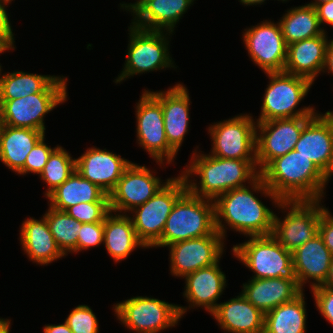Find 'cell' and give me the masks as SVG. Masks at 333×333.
I'll list each match as a JSON object with an SVG mask.
<instances>
[{"label": "cell", "instance_id": "cell-1", "mask_svg": "<svg viewBox=\"0 0 333 333\" xmlns=\"http://www.w3.org/2000/svg\"><path fill=\"white\" fill-rule=\"evenodd\" d=\"M249 185L232 189L214 200L216 230L224 239L228 227L246 238L272 235L275 214L254 193L269 197L275 207L281 200L260 175Z\"/></svg>", "mask_w": 333, "mask_h": 333}, {"label": "cell", "instance_id": "cell-2", "mask_svg": "<svg viewBox=\"0 0 333 333\" xmlns=\"http://www.w3.org/2000/svg\"><path fill=\"white\" fill-rule=\"evenodd\" d=\"M191 157L181 175L187 190L197 197L214 201L221 194L250 184L260 175L256 159H225L200 153L197 149ZM192 175L199 176L198 184L197 180L190 179Z\"/></svg>", "mask_w": 333, "mask_h": 333}, {"label": "cell", "instance_id": "cell-3", "mask_svg": "<svg viewBox=\"0 0 333 333\" xmlns=\"http://www.w3.org/2000/svg\"><path fill=\"white\" fill-rule=\"evenodd\" d=\"M260 176L280 200H322L330 180L296 150L272 160Z\"/></svg>", "mask_w": 333, "mask_h": 333}, {"label": "cell", "instance_id": "cell-4", "mask_svg": "<svg viewBox=\"0 0 333 333\" xmlns=\"http://www.w3.org/2000/svg\"><path fill=\"white\" fill-rule=\"evenodd\" d=\"M216 231L214 201L188 190L176 201L161 235L153 247H166L179 241L212 235Z\"/></svg>", "mask_w": 333, "mask_h": 333}, {"label": "cell", "instance_id": "cell-5", "mask_svg": "<svg viewBox=\"0 0 333 333\" xmlns=\"http://www.w3.org/2000/svg\"><path fill=\"white\" fill-rule=\"evenodd\" d=\"M129 43L124 68L114 80L121 83L134 75L166 68H177L170 55L171 32L128 27Z\"/></svg>", "mask_w": 333, "mask_h": 333}, {"label": "cell", "instance_id": "cell-6", "mask_svg": "<svg viewBox=\"0 0 333 333\" xmlns=\"http://www.w3.org/2000/svg\"><path fill=\"white\" fill-rule=\"evenodd\" d=\"M67 81L57 76L42 92L13 100H0L2 125L45 133L44 117L67 100Z\"/></svg>", "mask_w": 333, "mask_h": 333}, {"label": "cell", "instance_id": "cell-7", "mask_svg": "<svg viewBox=\"0 0 333 333\" xmlns=\"http://www.w3.org/2000/svg\"><path fill=\"white\" fill-rule=\"evenodd\" d=\"M265 74L270 81L265 89L261 113L256 122L314 116L317 113L310 105L296 110L297 105L301 103L313 85L309 79L285 72Z\"/></svg>", "mask_w": 333, "mask_h": 333}, {"label": "cell", "instance_id": "cell-8", "mask_svg": "<svg viewBox=\"0 0 333 333\" xmlns=\"http://www.w3.org/2000/svg\"><path fill=\"white\" fill-rule=\"evenodd\" d=\"M233 245L235 258L253 273L252 279L282 278L297 281L292 252L286 250L272 235L249 237Z\"/></svg>", "mask_w": 333, "mask_h": 333}, {"label": "cell", "instance_id": "cell-9", "mask_svg": "<svg viewBox=\"0 0 333 333\" xmlns=\"http://www.w3.org/2000/svg\"><path fill=\"white\" fill-rule=\"evenodd\" d=\"M186 191L187 184L181 174L171 177L146 203L130 211L136 234L146 248H152L161 239L174 204Z\"/></svg>", "mask_w": 333, "mask_h": 333}, {"label": "cell", "instance_id": "cell-10", "mask_svg": "<svg viewBox=\"0 0 333 333\" xmlns=\"http://www.w3.org/2000/svg\"><path fill=\"white\" fill-rule=\"evenodd\" d=\"M277 208L287 213L282 220L274 215L272 236L286 250L293 252L318 234L319 221L326 206L321 200H281Z\"/></svg>", "mask_w": 333, "mask_h": 333}, {"label": "cell", "instance_id": "cell-11", "mask_svg": "<svg viewBox=\"0 0 333 333\" xmlns=\"http://www.w3.org/2000/svg\"><path fill=\"white\" fill-rule=\"evenodd\" d=\"M117 320L137 333H158L174 327L180 321L178 305L147 296H136L115 303Z\"/></svg>", "mask_w": 333, "mask_h": 333}, {"label": "cell", "instance_id": "cell-12", "mask_svg": "<svg viewBox=\"0 0 333 333\" xmlns=\"http://www.w3.org/2000/svg\"><path fill=\"white\" fill-rule=\"evenodd\" d=\"M136 104V137L139 146L145 149L159 166L174 162L177 152L168 144L166 138L161 102L150 90L144 89Z\"/></svg>", "mask_w": 333, "mask_h": 333}, {"label": "cell", "instance_id": "cell-13", "mask_svg": "<svg viewBox=\"0 0 333 333\" xmlns=\"http://www.w3.org/2000/svg\"><path fill=\"white\" fill-rule=\"evenodd\" d=\"M256 123L251 114H239L211 124L208 134L213 145L209 154L225 159H256Z\"/></svg>", "mask_w": 333, "mask_h": 333}, {"label": "cell", "instance_id": "cell-14", "mask_svg": "<svg viewBox=\"0 0 333 333\" xmlns=\"http://www.w3.org/2000/svg\"><path fill=\"white\" fill-rule=\"evenodd\" d=\"M312 117L283 118L256 123V163L259 173L272 160L294 150L303 127Z\"/></svg>", "mask_w": 333, "mask_h": 333}, {"label": "cell", "instance_id": "cell-15", "mask_svg": "<svg viewBox=\"0 0 333 333\" xmlns=\"http://www.w3.org/2000/svg\"><path fill=\"white\" fill-rule=\"evenodd\" d=\"M242 32L244 46L255 65L264 73L284 72L287 45L279 22L263 20Z\"/></svg>", "mask_w": 333, "mask_h": 333}, {"label": "cell", "instance_id": "cell-16", "mask_svg": "<svg viewBox=\"0 0 333 333\" xmlns=\"http://www.w3.org/2000/svg\"><path fill=\"white\" fill-rule=\"evenodd\" d=\"M224 238L216 230L212 235L191 238L168 245L170 273L184 278L201 268L220 262L224 253Z\"/></svg>", "mask_w": 333, "mask_h": 333}, {"label": "cell", "instance_id": "cell-17", "mask_svg": "<svg viewBox=\"0 0 333 333\" xmlns=\"http://www.w3.org/2000/svg\"><path fill=\"white\" fill-rule=\"evenodd\" d=\"M156 173L145 165L132 163L124 170L116 187L109 194L110 211L127 214L134 208L146 203L156 192L163 187V182Z\"/></svg>", "mask_w": 333, "mask_h": 333}, {"label": "cell", "instance_id": "cell-18", "mask_svg": "<svg viewBox=\"0 0 333 333\" xmlns=\"http://www.w3.org/2000/svg\"><path fill=\"white\" fill-rule=\"evenodd\" d=\"M294 150L309 158L329 179L333 176V118L316 113L303 127Z\"/></svg>", "mask_w": 333, "mask_h": 333}, {"label": "cell", "instance_id": "cell-19", "mask_svg": "<svg viewBox=\"0 0 333 333\" xmlns=\"http://www.w3.org/2000/svg\"><path fill=\"white\" fill-rule=\"evenodd\" d=\"M130 164L131 161L121 155L94 146L76 159V170L109 195Z\"/></svg>", "mask_w": 333, "mask_h": 333}, {"label": "cell", "instance_id": "cell-20", "mask_svg": "<svg viewBox=\"0 0 333 333\" xmlns=\"http://www.w3.org/2000/svg\"><path fill=\"white\" fill-rule=\"evenodd\" d=\"M185 288L183 292L188 307L178 305L179 313L181 318L187 313L189 308L201 307L209 312L210 314L216 309L219 303L218 299L223 294L226 288V276L221 271L219 262L205 268H201L186 275ZM188 308V309H187Z\"/></svg>", "mask_w": 333, "mask_h": 333}, {"label": "cell", "instance_id": "cell-21", "mask_svg": "<svg viewBox=\"0 0 333 333\" xmlns=\"http://www.w3.org/2000/svg\"><path fill=\"white\" fill-rule=\"evenodd\" d=\"M150 92L161 102L166 138L168 144L178 153L189 131V91L183 83H177L167 91Z\"/></svg>", "mask_w": 333, "mask_h": 333}, {"label": "cell", "instance_id": "cell-22", "mask_svg": "<svg viewBox=\"0 0 333 333\" xmlns=\"http://www.w3.org/2000/svg\"><path fill=\"white\" fill-rule=\"evenodd\" d=\"M332 258L333 254L319 233L295 249L292 252V261L300 288L304 290L307 282H310L311 289L321 286L328 275Z\"/></svg>", "mask_w": 333, "mask_h": 333}, {"label": "cell", "instance_id": "cell-23", "mask_svg": "<svg viewBox=\"0 0 333 333\" xmlns=\"http://www.w3.org/2000/svg\"><path fill=\"white\" fill-rule=\"evenodd\" d=\"M327 31L316 37L291 43L287 46L284 72L309 79L313 84L325 64L329 43Z\"/></svg>", "mask_w": 333, "mask_h": 333}, {"label": "cell", "instance_id": "cell-24", "mask_svg": "<svg viewBox=\"0 0 333 333\" xmlns=\"http://www.w3.org/2000/svg\"><path fill=\"white\" fill-rule=\"evenodd\" d=\"M242 288V295L264 314L294 300L304 291L298 281L282 278H251Z\"/></svg>", "mask_w": 333, "mask_h": 333}, {"label": "cell", "instance_id": "cell-25", "mask_svg": "<svg viewBox=\"0 0 333 333\" xmlns=\"http://www.w3.org/2000/svg\"><path fill=\"white\" fill-rule=\"evenodd\" d=\"M236 298L218 304L211 315L218 326L230 333H263L264 313L240 293Z\"/></svg>", "mask_w": 333, "mask_h": 333}, {"label": "cell", "instance_id": "cell-26", "mask_svg": "<svg viewBox=\"0 0 333 333\" xmlns=\"http://www.w3.org/2000/svg\"><path fill=\"white\" fill-rule=\"evenodd\" d=\"M20 229L22 250L33 263L48 265L65 257L57 246L44 215L39 220L33 217L25 219Z\"/></svg>", "mask_w": 333, "mask_h": 333}, {"label": "cell", "instance_id": "cell-27", "mask_svg": "<svg viewBox=\"0 0 333 333\" xmlns=\"http://www.w3.org/2000/svg\"><path fill=\"white\" fill-rule=\"evenodd\" d=\"M193 2L194 0H150L133 15L131 24L142 29L174 33L176 24Z\"/></svg>", "mask_w": 333, "mask_h": 333}, {"label": "cell", "instance_id": "cell-28", "mask_svg": "<svg viewBox=\"0 0 333 333\" xmlns=\"http://www.w3.org/2000/svg\"><path fill=\"white\" fill-rule=\"evenodd\" d=\"M103 244L116 263L127 259L134 249L146 248L139 240L129 214L113 211L104 218Z\"/></svg>", "mask_w": 333, "mask_h": 333}, {"label": "cell", "instance_id": "cell-29", "mask_svg": "<svg viewBox=\"0 0 333 333\" xmlns=\"http://www.w3.org/2000/svg\"><path fill=\"white\" fill-rule=\"evenodd\" d=\"M44 135L39 130L2 125L0 161L15 174L18 173L24 167L31 149Z\"/></svg>", "mask_w": 333, "mask_h": 333}, {"label": "cell", "instance_id": "cell-30", "mask_svg": "<svg viewBox=\"0 0 333 333\" xmlns=\"http://www.w3.org/2000/svg\"><path fill=\"white\" fill-rule=\"evenodd\" d=\"M46 198L50 202L48 205L59 211H65L78 203L109 202V195L84 179L77 170Z\"/></svg>", "mask_w": 333, "mask_h": 333}, {"label": "cell", "instance_id": "cell-31", "mask_svg": "<svg viewBox=\"0 0 333 333\" xmlns=\"http://www.w3.org/2000/svg\"><path fill=\"white\" fill-rule=\"evenodd\" d=\"M279 20L286 45L310 39L326 32L321 27L316 8L310 5L291 7Z\"/></svg>", "mask_w": 333, "mask_h": 333}, {"label": "cell", "instance_id": "cell-32", "mask_svg": "<svg viewBox=\"0 0 333 333\" xmlns=\"http://www.w3.org/2000/svg\"><path fill=\"white\" fill-rule=\"evenodd\" d=\"M302 292L264 315L263 333H306V303Z\"/></svg>", "mask_w": 333, "mask_h": 333}, {"label": "cell", "instance_id": "cell-33", "mask_svg": "<svg viewBox=\"0 0 333 333\" xmlns=\"http://www.w3.org/2000/svg\"><path fill=\"white\" fill-rule=\"evenodd\" d=\"M0 67V100H13L42 92L57 76L24 71L2 74Z\"/></svg>", "mask_w": 333, "mask_h": 333}, {"label": "cell", "instance_id": "cell-34", "mask_svg": "<svg viewBox=\"0 0 333 333\" xmlns=\"http://www.w3.org/2000/svg\"><path fill=\"white\" fill-rule=\"evenodd\" d=\"M50 232L62 253H76L77 239L82 223L68 215L49 206L44 214Z\"/></svg>", "mask_w": 333, "mask_h": 333}, {"label": "cell", "instance_id": "cell-35", "mask_svg": "<svg viewBox=\"0 0 333 333\" xmlns=\"http://www.w3.org/2000/svg\"><path fill=\"white\" fill-rule=\"evenodd\" d=\"M76 170V159L71 157L62 146L57 147L49 155L40 178L48 185L44 196L47 197L53 190L59 187Z\"/></svg>", "mask_w": 333, "mask_h": 333}, {"label": "cell", "instance_id": "cell-36", "mask_svg": "<svg viewBox=\"0 0 333 333\" xmlns=\"http://www.w3.org/2000/svg\"><path fill=\"white\" fill-rule=\"evenodd\" d=\"M72 333H99V322L88 305H78L65 319Z\"/></svg>", "mask_w": 333, "mask_h": 333}, {"label": "cell", "instance_id": "cell-37", "mask_svg": "<svg viewBox=\"0 0 333 333\" xmlns=\"http://www.w3.org/2000/svg\"><path fill=\"white\" fill-rule=\"evenodd\" d=\"M65 212L81 223H95L104 222L110 207L109 202H86L71 206Z\"/></svg>", "mask_w": 333, "mask_h": 333}, {"label": "cell", "instance_id": "cell-38", "mask_svg": "<svg viewBox=\"0 0 333 333\" xmlns=\"http://www.w3.org/2000/svg\"><path fill=\"white\" fill-rule=\"evenodd\" d=\"M55 148L56 147L51 148L45 143L44 135L31 149L27 155L24 167L17 174L25 175L28 173H34L40 175L48 161L49 155Z\"/></svg>", "mask_w": 333, "mask_h": 333}, {"label": "cell", "instance_id": "cell-39", "mask_svg": "<svg viewBox=\"0 0 333 333\" xmlns=\"http://www.w3.org/2000/svg\"><path fill=\"white\" fill-rule=\"evenodd\" d=\"M104 222L82 223L77 239L76 253L98 247L103 243Z\"/></svg>", "mask_w": 333, "mask_h": 333}, {"label": "cell", "instance_id": "cell-40", "mask_svg": "<svg viewBox=\"0 0 333 333\" xmlns=\"http://www.w3.org/2000/svg\"><path fill=\"white\" fill-rule=\"evenodd\" d=\"M316 308L326 321L333 325V289L318 286L311 289Z\"/></svg>", "mask_w": 333, "mask_h": 333}, {"label": "cell", "instance_id": "cell-41", "mask_svg": "<svg viewBox=\"0 0 333 333\" xmlns=\"http://www.w3.org/2000/svg\"><path fill=\"white\" fill-rule=\"evenodd\" d=\"M11 2L7 0H0V44L7 50H15L14 46V33L12 32V24L6 10L7 5Z\"/></svg>", "mask_w": 333, "mask_h": 333}, {"label": "cell", "instance_id": "cell-42", "mask_svg": "<svg viewBox=\"0 0 333 333\" xmlns=\"http://www.w3.org/2000/svg\"><path fill=\"white\" fill-rule=\"evenodd\" d=\"M330 213L327 208L323 211L318 225V233L333 254V216Z\"/></svg>", "mask_w": 333, "mask_h": 333}, {"label": "cell", "instance_id": "cell-43", "mask_svg": "<svg viewBox=\"0 0 333 333\" xmlns=\"http://www.w3.org/2000/svg\"><path fill=\"white\" fill-rule=\"evenodd\" d=\"M318 19L321 27L323 24L333 26V0L321 3L316 7Z\"/></svg>", "mask_w": 333, "mask_h": 333}, {"label": "cell", "instance_id": "cell-44", "mask_svg": "<svg viewBox=\"0 0 333 333\" xmlns=\"http://www.w3.org/2000/svg\"><path fill=\"white\" fill-rule=\"evenodd\" d=\"M333 74V44L329 41L326 48L325 64L322 73Z\"/></svg>", "mask_w": 333, "mask_h": 333}, {"label": "cell", "instance_id": "cell-45", "mask_svg": "<svg viewBox=\"0 0 333 333\" xmlns=\"http://www.w3.org/2000/svg\"><path fill=\"white\" fill-rule=\"evenodd\" d=\"M43 333H72V331L69 329V326L66 324V322L62 324H47L43 328Z\"/></svg>", "mask_w": 333, "mask_h": 333}, {"label": "cell", "instance_id": "cell-46", "mask_svg": "<svg viewBox=\"0 0 333 333\" xmlns=\"http://www.w3.org/2000/svg\"><path fill=\"white\" fill-rule=\"evenodd\" d=\"M150 0H137L135 3H120L121 9L131 12L134 15L145 3Z\"/></svg>", "mask_w": 333, "mask_h": 333}, {"label": "cell", "instance_id": "cell-47", "mask_svg": "<svg viewBox=\"0 0 333 333\" xmlns=\"http://www.w3.org/2000/svg\"><path fill=\"white\" fill-rule=\"evenodd\" d=\"M321 286L326 287L328 289H333V258L329 267L328 275Z\"/></svg>", "mask_w": 333, "mask_h": 333}, {"label": "cell", "instance_id": "cell-48", "mask_svg": "<svg viewBox=\"0 0 333 333\" xmlns=\"http://www.w3.org/2000/svg\"><path fill=\"white\" fill-rule=\"evenodd\" d=\"M11 320L0 318V333H10Z\"/></svg>", "mask_w": 333, "mask_h": 333}, {"label": "cell", "instance_id": "cell-49", "mask_svg": "<svg viewBox=\"0 0 333 333\" xmlns=\"http://www.w3.org/2000/svg\"><path fill=\"white\" fill-rule=\"evenodd\" d=\"M242 5L252 6V5H262L266 0H239Z\"/></svg>", "mask_w": 333, "mask_h": 333}, {"label": "cell", "instance_id": "cell-50", "mask_svg": "<svg viewBox=\"0 0 333 333\" xmlns=\"http://www.w3.org/2000/svg\"><path fill=\"white\" fill-rule=\"evenodd\" d=\"M328 1H331V0H314V2L312 1L311 3H308L307 5L316 7L317 5L324 3V2H328Z\"/></svg>", "mask_w": 333, "mask_h": 333}, {"label": "cell", "instance_id": "cell-51", "mask_svg": "<svg viewBox=\"0 0 333 333\" xmlns=\"http://www.w3.org/2000/svg\"><path fill=\"white\" fill-rule=\"evenodd\" d=\"M7 52L6 49L0 44V53Z\"/></svg>", "mask_w": 333, "mask_h": 333}, {"label": "cell", "instance_id": "cell-52", "mask_svg": "<svg viewBox=\"0 0 333 333\" xmlns=\"http://www.w3.org/2000/svg\"><path fill=\"white\" fill-rule=\"evenodd\" d=\"M1 126H2V121H1V103H0V129H1Z\"/></svg>", "mask_w": 333, "mask_h": 333}, {"label": "cell", "instance_id": "cell-53", "mask_svg": "<svg viewBox=\"0 0 333 333\" xmlns=\"http://www.w3.org/2000/svg\"><path fill=\"white\" fill-rule=\"evenodd\" d=\"M327 113L333 118V111H327Z\"/></svg>", "mask_w": 333, "mask_h": 333}]
</instances>
